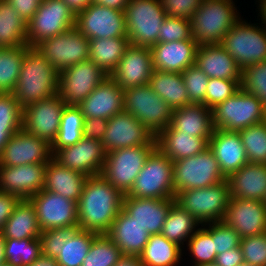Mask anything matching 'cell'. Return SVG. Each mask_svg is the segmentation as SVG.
<instances>
[{"mask_svg":"<svg viewBox=\"0 0 266 266\" xmlns=\"http://www.w3.org/2000/svg\"><path fill=\"white\" fill-rule=\"evenodd\" d=\"M21 200L19 196L0 191V233L3 232L6 221Z\"/></svg>","mask_w":266,"mask_h":266,"instance_id":"obj_57","label":"cell"},{"mask_svg":"<svg viewBox=\"0 0 266 266\" xmlns=\"http://www.w3.org/2000/svg\"><path fill=\"white\" fill-rule=\"evenodd\" d=\"M126 195L135 198H175L173 161L155 148L147 157L142 170Z\"/></svg>","mask_w":266,"mask_h":266,"instance_id":"obj_9","label":"cell"},{"mask_svg":"<svg viewBox=\"0 0 266 266\" xmlns=\"http://www.w3.org/2000/svg\"><path fill=\"white\" fill-rule=\"evenodd\" d=\"M130 0H93V3L124 11Z\"/></svg>","mask_w":266,"mask_h":266,"instance_id":"obj_60","label":"cell"},{"mask_svg":"<svg viewBox=\"0 0 266 266\" xmlns=\"http://www.w3.org/2000/svg\"><path fill=\"white\" fill-rule=\"evenodd\" d=\"M124 15L131 45L151 48L159 43V29L167 17L160 0H130Z\"/></svg>","mask_w":266,"mask_h":266,"instance_id":"obj_5","label":"cell"},{"mask_svg":"<svg viewBox=\"0 0 266 266\" xmlns=\"http://www.w3.org/2000/svg\"><path fill=\"white\" fill-rule=\"evenodd\" d=\"M35 49L59 72L89 60V39L76 27L43 40Z\"/></svg>","mask_w":266,"mask_h":266,"instance_id":"obj_13","label":"cell"},{"mask_svg":"<svg viewBox=\"0 0 266 266\" xmlns=\"http://www.w3.org/2000/svg\"><path fill=\"white\" fill-rule=\"evenodd\" d=\"M129 45L128 38L90 39L89 60L110 75L118 66Z\"/></svg>","mask_w":266,"mask_h":266,"instance_id":"obj_36","label":"cell"},{"mask_svg":"<svg viewBox=\"0 0 266 266\" xmlns=\"http://www.w3.org/2000/svg\"><path fill=\"white\" fill-rule=\"evenodd\" d=\"M200 225L202 224L188 211L174 202L168 211L161 234L183 248L184 242L190 239Z\"/></svg>","mask_w":266,"mask_h":266,"instance_id":"obj_39","label":"cell"},{"mask_svg":"<svg viewBox=\"0 0 266 266\" xmlns=\"http://www.w3.org/2000/svg\"><path fill=\"white\" fill-rule=\"evenodd\" d=\"M239 18L233 0H203L190 20L192 39L198 45L220 44Z\"/></svg>","mask_w":266,"mask_h":266,"instance_id":"obj_3","label":"cell"},{"mask_svg":"<svg viewBox=\"0 0 266 266\" xmlns=\"http://www.w3.org/2000/svg\"><path fill=\"white\" fill-rule=\"evenodd\" d=\"M16 132H0V155L9 138Z\"/></svg>","mask_w":266,"mask_h":266,"instance_id":"obj_65","label":"cell"},{"mask_svg":"<svg viewBox=\"0 0 266 266\" xmlns=\"http://www.w3.org/2000/svg\"><path fill=\"white\" fill-rule=\"evenodd\" d=\"M20 14L25 22H29L39 8L41 0H7Z\"/></svg>","mask_w":266,"mask_h":266,"instance_id":"obj_58","label":"cell"},{"mask_svg":"<svg viewBox=\"0 0 266 266\" xmlns=\"http://www.w3.org/2000/svg\"><path fill=\"white\" fill-rule=\"evenodd\" d=\"M240 85L243 91L254 95L266 107V61L245 67Z\"/></svg>","mask_w":266,"mask_h":266,"instance_id":"obj_47","label":"cell"},{"mask_svg":"<svg viewBox=\"0 0 266 266\" xmlns=\"http://www.w3.org/2000/svg\"><path fill=\"white\" fill-rule=\"evenodd\" d=\"M83 120L84 117L78 106H65L61 116L57 137L51 144L52 154L58 149L72 146L82 139Z\"/></svg>","mask_w":266,"mask_h":266,"instance_id":"obj_40","label":"cell"},{"mask_svg":"<svg viewBox=\"0 0 266 266\" xmlns=\"http://www.w3.org/2000/svg\"><path fill=\"white\" fill-rule=\"evenodd\" d=\"M86 179L87 176L61 166L52 158L46 167L44 189L78 202Z\"/></svg>","mask_w":266,"mask_h":266,"instance_id":"obj_33","label":"cell"},{"mask_svg":"<svg viewBox=\"0 0 266 266\" xmlns=\"http://www.w3.org/2000/svg\"><path fill=\"white\" fill-rule=\"evenodd\" d=\"M182 250L162 234H151L140 258L143 266H177Z\"/></svg>","mask_w":266,"mask_h":266,"instance_id":"obj_38","label":"cell"},{"mask_svg":"<svg viewBox=\"0 0 266 266\" xmlns=\"http://www.w3.org/2000/svg\"><path fill=\"white\" fill-rule=\"evenodd\" d=\"M1 266H11V265L8 264V263H4V264H2Z\"/></svg>","mask_w":266,"mask_h":266,"instance_id":"obj_69","label":"cell"},{"mask_svg":"<svg viewBox=\"0 0 266 266\" xmlns=\"http://www.w3.org/2000/svg\"><path fill=\"white\" fill-rule=\"evenodd\" d=\"M151 234L123 208L112 223L107 236L124 255L140 256Z\"/></svg>","mask_w":266,"mask_h":266,"instance_id":"obj_28","label":"cell"},{"mask_svg":"<svg viewBox=\"0 0 266 266\" xmlns=\"http://www.w3.org/2000/svg\"><path fill=\"white\" fill-rule=\"evenodd\" d=\"M156 146L121 148L106 153L101 175L123 195H126Z\"/></svg>","mask_w":266,"mask_h":266,"instance_id":"obj_12","label":"cell"},{"mask_svg":"<svg viewBox=\"0 0 266 266\" xmlns=\"http://www.w3.org/2000/svg\"><path fill=\"white\" fill-rule=\"evenodd\" d=\"M223 221L240 235L241 239L266 232V202L229 197Z\"/></svg>","mask_w":266,"mask_h":266,"instance_id":"obj_21","label":"cell"},{"mask_svg":"<svg viewBox=\"0 0 266 266\" xmlns=\"http://www.w3.org/2000/svg\"><path fill=\"white\" fill-rule=\"evenodd\" d=\"M203 0H160L165 13L169 17L191 20Z\"/></svg>","mask_w":266,"mask_h":266,"instance_id":"obj_55","label":"cell"},{"mask_svg":"<svg viewBox=\"0 0 266 266\" xmlns=\"http://www.w3.org/2000/svg\"><path fill=\"white\" fill-rule=\"evenodd\" d=\"M199 266H217L215 263H209V264H202V265H199Z\"/></svg>","mask_w":266,"mask_h":266,"instance_id":"obj_67","label":"cell"},{"mask_svg":"<svg viewBox=\"0 0 266 266\" xmlns=\"http://www.w3.org/2000/svg\"><path fill=\"white\" fill-rule=\"evenodd\" d=\"M27 22L7 0H0V47L27 45Z\"/></svg>","mask_w":266,"mask_h":266,"instance_id":"obj_37","label":"cell"},{"mask_svg":"<svg viewBox=\"0 0 266 266\" xmlns=\"http://www.w3.org/2000/svg\"><path fill=\"white\" fill-rule=\"evenodd\" d=\"M244 262L252 266H266V232L240 241Z\"/></svg>","mask_w":266,"mask_h":266,"instance_id":"obj_53","label":"cell"},{"mask_svg":"<svg viewBox=\"0 0 266 266\" xmlns=\"http://www.w3.org/2000/svg\"><path fill=\"white\" fill-rule=\"evenodd\" d=\"M22 124L23 107L13 93L0 92V132H17Z\"/></svg>","mask_w":266,"mask_h":266,"instance_id":"obj_48","label":"cell"},{"mask_svg":"<svg viewBox=\"0 0 266 266\" xmlns=\"http://www.w3.org/2000/svg\"><path fill=\"white\" fill-rule=\"evenodd\" d=\"M41 231L78 225L77 202L45 189L28 199Z\"/></svg>","mask_w":266,"mask_h":266,"instance_id":"obj_18","label":"cell"},{"mask_svg":"<svg viewBox=\"0 0 266 266\" xmlns=\"http://www.w3.org/2000/svg\"><path fill=\"white\" fill-rule=\"evenodd\" d=\"M59 73L35 48H29L12 92L15 99L24 108L58 94Z\"/></svg>","mask_w":266,"mask_h":266,"instance_id":"obj_2","label":"cell"},{"mask_svg":"<svg viewBox=\"0 0 266 266\" xmlns=\"http://www.w3.org/2000/svg\"><path fill=\"white\" fill-rule=\"evenodd\" d=\"M175 198H135L124 195L123 209L149 234H161L163 224Z\"/></svg>","mask_w":266,"mask_h":266,"instance_id":"obj_27","label":"cell"},{"mask_svg":"<svg viewBox=\"0 0 266 266\" xmlns=\"http://www.w3.org/2000/svg\"><path fill=\"white\" fill-rule=\"evenodd\" d=\"M189 101L193 104L205 105V94L209 77L195 64L188 67L182 73Z\"/></svg>","mask_w":266,"mask_h":266,"instance_id":"obj_50","label":"cell"},{"mask_svg":"<svg viewBox=\"0 0 266 266\" xmlns=\"http://www.w3.org/2000/svg\"><path fill=\"white\" fill-rule=\"evenodd\" d=\"M227 180L230 197L266 201V164H245Z\"/></svg>","mask_w":266,"mask_h":266,"instance_id":"obj_31","label":"cell"},{"mask_svg":"<svg viewBox=\"0 0 266 266\" xmlns=\"http://www.w3.org/2000/svg\"><path fill=\"white\" fill-rule=\"evenodd\" d=\"M198 44L192 39L157 43L152 46V62L155 70L182 73L195 64Z\"/></svg>","mask_w":266,"mask_h":266,"instance_id":"obj_25","label":"cell"},{"mask_svg":"<svg viewBox=\"0 0 266 266\" xmlns=\"http://www.w3.org/2000/svg\"><path fill=\"white\" fill-rule=\"evenodd\" d=\"M66 105L58 94L27 105L23 108L22 128L52 144L57 137Z\"/></svg>","mask_w":266,"mask_h":266,"instance_id":"obj_17","label":"cell"},{"mask_svg":"<svg viewBox=\"0 0 266 266\" xmlns=\"http://www.w3.org/2000/svg\"><path fill=\"white\" fill-rule=\"evenodd\" d=\"M148 84L172 109L192 104L189 101L181 73L163 72L154 69Z\"/></svg>","mask_w":266,"mask_h":266,"instance_id":"obj_34","label":"cell"},{"mask_svg":"<svg viewBox=\"0 0 266 266\" xmlns=\"http://www.w3.org/2000/svg\"><path fill=\"white\" fill-rule=\"evenodd\" d=\"M97 233L79 229L68 242H64L56 258L58 266H81Z\"/></svg>","mask_w":266,"mask_h":266,"instance_id":"obj_42","label":"cell"},{"mask_svg":"<svg viewBox=\"0 0 266 266\" xmlns=\"http://www.w3.org/2000/svg\"><path fill=\"white\" fill-rule=\"evenodd\" d=\"M114 266H143L140 256L122 255Z\"/></svg>","mask_w":266,"mask_h":266,"instance_id":"obj_62","label":"cell"},{"mask_svg":"<svg viewBox=\"0 0 266 266\" xmlns=\"http://www.w3.org/2000/svg\"><path fill=\"white\" fill-rule=\"evenodd\" d=\"M75 15L78 12L85 10L93 0H62Z\"/></svg>","mask_w":266,"mask_h":266,"instance_id":"obj_61","label":"cell"},{"mask_svg":"<svg viewBox=\"0 0 266 266\" xmlns=\"http://www.w3.org/2000/svg\"><path fill=\"white\" fill-rule=\"evenodd\" d=\"M226 179L209 147L195 156L173 161L175 195L184 190L216 185Z\"/></svg>","mask_w":266,"mask_h":266,"instance_id":"obj_10","label":"cell"},{"mask_svg":"<svg viewBox=\"0 0 266 266\" xmlns=\"http://www.w3.org/2000/svg\"><path fill=\"white\" fill-rule=\"evenodd\" d=\"M123 197L101 174L87 177L77 202L79 228L107 234L123 208Z\"/></svg>","mask_w":266,"mask_h":266,"instance_id":"obj_1","label":"cell"},{"mask_svg":"<svg viewBox=\"0 0 266 266\" xmlns=\"http://www.w3.org/2000/svg\"><path fill=\"white\" fill-rule=\"evenodd\" d=\"M123 110L133 115L155 136L171 123L173 109L149 84L124 90Z\"/></svg>","mask_w":266,"mask_h":266,"instance_id":"obj_8","label":"cell"},{"mask_svg":"<svg viewBox=\"0 0 266 266\" xmlns=\"http://www.w3.org/2000/svg\"><path fill=\"white\" fill-rule=\"evenodd\" d=\"M124 90L110 76L99 84L78 107L84 118L110 119L123 111Z\"/></svg>","mask_w":266,"mask_h":266,"instance_id":"obj_24","label":"cell"},{"mask_svg":"<svg viewBox=\"0 0 266 266\" xmlns=\"http://www.w3.org/2000/svg\"><path fill=\"white\" fill-rule=\"evenodd\" d=\"M214 129L239 131L266 121V107L241 88L211 109Z\"/></svg>","mask_w":266,"mask_h":266,"instance_id":"obj_6","label":"cell"},{"mask_svg":"<svg viewBox=\"0 0 266 266\" xmlns=\"http://www.w3.org/2000/svg\"><path fill=\"white\" fill-rule=\"evenodd\" d=\"M229 197V182L226 179L209 187L178 192L175 195V202L199 223L206 224L223 221Z\"/></svg>","mask_w":266,"mask_h":266,"instance_id":"obj_7","label":"cell"},{"mask_svg":"<svg viewBox=\"0 0 266 266\" xmlns=\"http://www.w3.org/2000/svg\"><path fill=\"white\" fill-rule=\"evenodd\" d=\"M238 266H252V265H250V264H248V263H246V262H243V263H241V264L238 265Z\"/></svg>","mask_w":266,"mask_h":266,"instance_id":"obj_68","label":"cell"},{"mask_svg":"<svg viewBox=\"0 0 266 266\" xmlns=\"http://www.w3.org/2000/svg\"><path fill=\"white\" fill-rule=\"evenodd\" d=\"M259 4V14L258 16L261 17V22L266 24V0H259L257 1Z\"/></svg>","mask_w":266,"mask_h":266,"instance_id":"obj_66","label":"cell"},{"mask_svg":"<svg viewBox=\"0 0 266 266\" xmlns=\"http://www.w3.org/2000/svg\"><path fill=\"white\" fill-rule=\"evenodd\" d=\"M153 71L151 49L130 44L110 76L126 90L148 84Z\"/></svg>","mask_w":266,"mask_h":266,"instance_id":"obj_23","label":"cell"},{"mask_svg":"<svg viewBox=\"0 0 266 266\" xmlns=\"http://www.w3.org/2000/svg\"><path fill=\"white\" fill-rule=\"evenodd\" d=\"M108 120L104 118H84L82 134L85 138L101 140L107 130Z\"/></svg>","mask_w":266,"mask_h":266,"instance_id":"obj_56","label":"cell"},{"mask_svg":"<svg viewBox=\"0 0 266 266\" xmlns=\"http://www.w3.org/2000/svg\"><path fill=\"white\" fill-rule=\"evenodd\" d=\"M156 148L170 160L195 156L209 147L205 138L194 137L178 130H162L156 135Z\"/></svg>","mask_w":266,"mask_h":266,"instance_id":"obj_32","label":"cell"},{"mask_svg":"<svg viewBox=\"0 0 266 266\" xmlns=\"http://www.w3.org/2000/svg\"><path fill=\"white\" fill-rule=\"evenodd\" d=\"M79 229V226L75 225L41 231L39 239L42 254L56 259L61 253L63 243L70 241Z\"/></svg>","mask_w":266,"mask_h":266,"instance_id":"obj_49","label":"cell"},{"mask_svg":"<svg viewBox=\"0 0 266 266\" xmlns=\"http://www.w3.org/2000/svg\"><path fill=\"white\" fill-rule=\"evenodd\" d=\"M52 158L51 144L45 139L27 133L22 128L9 138L2 149L0 165L48 163Z\"/></svg>","mask_w":266,"mask_h":266,"instance_id":"obj_20","label":"cell"},{"mask_svg":"<svg viewBox=\"0 0 266 266\" xmlns=\"http://www.w3.org/2000/svg\"><path fill=\"white\" fill-rule=\"evenodd\" d=\"M4 252L11 266H28L42 254L40 239H6Z\"/></svg>","mask_w":266,"mask_h":266,"instance_id":"obj_43","label":"cell"},{"mask_svg":"<svg viewBox=\"0 0 266 266\" xmlns=\"http://www.w3.org/2000/svg\"><path fill=\"white\" fill-rule=\"evenodd\" d=\"M47 164L0 165V191L29 199L44 189Z\"/></svg>","mask_w":266,"mask_h":266,"instance_id":"obj_22","label":"cell"},{"mask_svg":"<svg viewBox=\"0 0 266 266\" xmlns=\"http://www.w3.org/2000/svg\"><path fill=\"white\" fill-rule=\"evenodd\" d=\"M29 46L0 47V92L12 93Z\"/></svg>","mask_w":266,"mask_h":266,"instance_id":"obj_41","label":"cell"},{"mask_svg":"<svg viewBox=\"0 0 266 266\" xmlns=\"http://www.w3.org/2000/svg\"><path fill=\"white\" fill-rule=\"evenodd\" d=\"M107 77L90 60L74 64L59 73L58 95L67 105L78 106Z\"/></svg>","mask_w":266,"mask_h":266,"instance_id":"obj_15","label":"cell"},{"mask_svg":"<svg viewBox=\"0 0 266 266\" xmlns=\"http://www.w3.org/2000/svg\"><path fill=\"white\" fill-rule=\"evenodd\" d=\"M195 65L209 78L241 80L242 70L221 44L199 45Z\"/></svg>","mask_w":266,"mask_h":266,"instance_id":"obj_29","label":"cell"},{"mask_svg":"<svg viewBox=\"0 0 266 266\" xmlns=\"http://www.w3.org/2000/svg\"><path fill=\"white\" fill-rule=\"evenodd\" d=\"M53 159L61 166L89 177L101 174L106 152L101 140L83 136L74 145L58 149L53 154Z\"/></svg>","mask_w":266,"mask_h":266,"instance_id":"obj_19","label":"cell"},{"mask_svg":"<svg viewBox=\"0 0 266 266\" xmlns=\"http://www.w3.org/2000/svg\"><path fill=\"white\" fill-rule=\"evenodd\" d=\"M75 27L89 40L128 38L124 11L93 2L76 14Z\"/></svg>","mask_w":266,"mask_h":266,"instance_id":"obj_14","label":"cell"},{"mask_svg":"<svg viewBox=\"0 0 266 266\" xmlns=\"http://www.w3.org/2000/svg\"><path fill=\"white\" fill-rule=\"evenodd\" d=\"M41 229L34 206L28 199L21 200L3 229L5 239L39 238Z\"/></svg>","mask_w":266,"mask_h":266,"instance_id":"obj_35","label":"cell"},{"mask_svg":"<svg viewBox=\"0 0 266 266\" xmlns=\"http://www.w3.org/2000/svg\"><path fill=\"white\" fill-rule=\"evenodd\" d=\"M250 24L240 17L221 41L241 70L266 61V24Z\"/></svg>","mask_w":266,"mask_h":266,"instance_id":"obj_4","label":"cell"},{"mask_svg":"<svg viewBox=\"0 0 266 266\" xmlns=\"http://www.w3.org/2000/svg\"><path fill=\"white\" fill-rule=\"evenodd\" d=\"M248 163L266 164V121L238 131Z\"/></svg>","mask_w":266,"mask_h":266,"instance_id":"obj_45","label":"cell"},{"mask_svg":"<svg viewBox=\"0 0 266 266\" xmlns=\"http://www.w3.org/2000/svg\"><path fill=\"white\" fill-rule=\"evenodd\" d=\"M75 13L62 0H41L38 10L27 23V45L35 48L75 27Z\"/></svg>","mask_w":266,"mask_h":266,"instance_id":"obj_11","label":"cell"},{"mask_svg":"<svg viewBox=\"0 0 266 266\" xmlns=\"http://www.w3.org/2000/svg\"><path fill=\"white\" fill-rule=\"evenodd\" d=\"M206 225L207 227H205ZM201 226H204L212 235L216 254H221L228 249L240 246V235L224 221L206 223Z\"/></svg>","mask_w":266,"mask_h":266,"instance_id":"obj_51","label":"cell"},{"mask_svg":"<svg viewBox=\"0 0 266 266\" xmlns=\"http://www.w3.org/2000/svg\"><path fill=\"white\" fill-rule=\"evenodd\" d=\"M192 37L191 21L167 16L159 29V43L187 40Z\"/></svg>","mask_w":266,"mask_h":266,"instance_id":"obj_54","label":"cell"},{"mask_svg":"<svg viewBox=\"0 0 266 266\" xmlns=\"http://www.w3.org/2000/svg\"><path fill=\"white\" fill-rule=\"evenodd\" d=\"M209 148L226 178L248 164L246 150L238 131L214 129L209 140Z\"/></svg>","mask_w":266,"mask_h":266,"instance_id":"obj_26","label":"cell"},{"mask_svg":"<svg viewBox=\"0 0 266 266\" xmlns=\"http://www.w3.org/2000/svg\"><path fill=\"white\" fill-rule=\"evenodd\" d=\"M164 130H178L208 142L214 131L212 112L203 104H188L173 109L171 123Z\"/></svg>","mask_w":266,"mask_h":266,"instance_id":"obj_30","label":"cell"},{"mask_svg":"<svg viewBox=\"0 0 266 266\" xmlns=\"http://www.w3.org/2000/svg\"><path fill=\"white\" fill-rule=\"evenodd\" d=\"M243 262L244 260L240 246L228 249L221 254H217L215 260L217 266H238Z\"/></svg>","mask_w":266,"mask_h":266,"instance_id":"obj_59","label":"cell"},{"mask_svg":"<svg viewBox=\"0 0 266 266\" xmlns=\"http://www.w3.org/2000/svg\"><path fill=\"white\" fill-rule=\"evenodd\" d=\"M122 255L119 247L107 234H98L81 266H114Z\"/></svg>","mask_w":266,"mask_h":266,"instance_id":"obj_44","label":"cell"},{"mask_svg":"<svg viewBox=\"0 0 266 266\" xmlns=\"http://www.w3.org/2000/svg\"><path fill=\"white\" fill-rule=\"evenodd\" d=\"M241 80L209 78L205 106L209 109L233 96L241 88Z\"/></svg>","mask_w":266,"mask_h":266,"instance_id":"obj_52","label":"cell"},{"mask_svg":"<svg viewBox=\"0 0 266 266\" xmlns=\"http://www.w3.org/2000/svg\"><path fill=\"white\" fill-rule=\"evenodd\" d=\"M28 266H58L55 258L41 254L34 262Z\"/></svg>","mask_w":266,"mask_h":266,"instance_id":"obj_63","label":"cell"},{"mask_svg":"<svg viewBox=\"0 0 266 266\" xmlns=\"http://www.w3.org/2000/svg\"><path fill=\"white\" fill-rule=\"evenodd\" d=\"M188 251L194 258L192 266H199L202 264L215 263L216 252L212 235L204 228L198 230L190 237L186 243Z\"/></svg>","mask_w":266,"mask_h":266,"instance_id":"obj_46","label":"cell"},{"mask_svg":"<svg viewBox=\"0 0 266 266\" xmlns=\"http://www.w3.org/2000/svg\"><path fill=\"white\" fill-rule=\"evenodd\" d=\"M5 241L3 233H0V266L4 263H6V257H5Z\"/></svg>","mask_w":266,"mask_h":266,"instance_id":"obj_64","label":"cell"},{"mask_svg":"<svg viewBox=\"0 0 266 266\" xmlns=\"http://www.w3.org/2000/svg\"><path fill=\"white\" fill-rule=\"evenodd\" d=\"M156 136L133 115L121 111L108 119L102 144L106 153L136 146H156Z\"/></svg>","mask_w":266,"mask_h":266,"instance_id":"obj_16","label":"cell"}]
</instances>
